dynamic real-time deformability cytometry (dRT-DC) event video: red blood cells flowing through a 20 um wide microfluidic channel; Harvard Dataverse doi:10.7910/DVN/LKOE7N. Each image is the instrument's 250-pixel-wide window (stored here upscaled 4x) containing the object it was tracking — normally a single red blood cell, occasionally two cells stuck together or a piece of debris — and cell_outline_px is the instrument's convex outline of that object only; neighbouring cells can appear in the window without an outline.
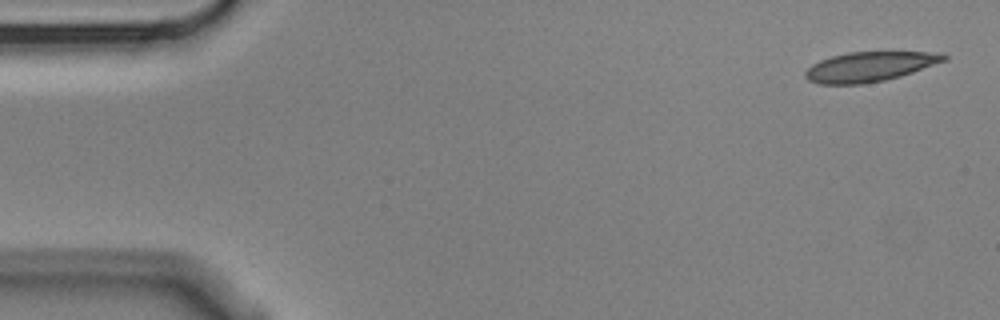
{"species": "Egyptian fruit bat (a non-hibernating species)", "species_latin": "Rousettus aegyptiacus", "temperature_condition": "cold", "stored_images_in_passage": 5, "camera_frame_rate_fps": 3000, "um_per_image_px": 0.085, "animal": {"sex": "male"}, "frame": {"image": 1, "passage_image": 1, "time_ms": 0.0, "image_size_px": [1000, 320], "cell_outline_px": [[948, 60], [900, 76], [884, 80], [864, 84], [820, 84], [808, 80], [804, 76], [804, 72], [812, 64], [820, 60], [832, 56], [848, 52], [928, 52], [948, 56]], "centroid_in_image_um": [73.88, 5.67], "position_along_channel_um": 11.1, "area_um2": 23.87}}
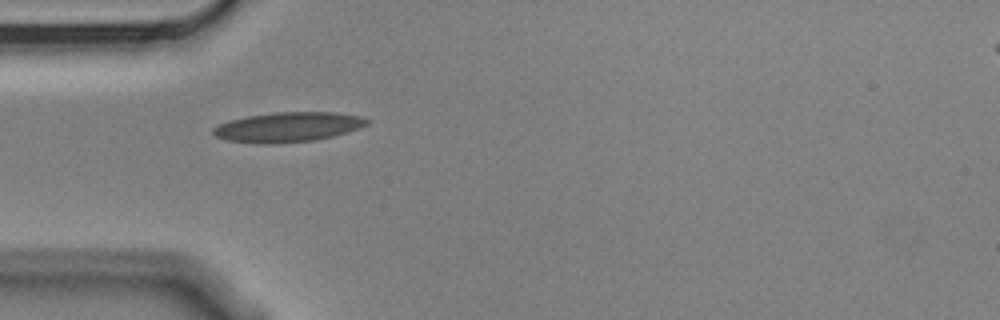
{"frame": {"image": 2, "passage_image": 5, "time_ms": 1.333, "image_size_px": [1000, 320], "cell_outline_px": [[368, 124], [360, 128], [348, 132], [316, 140], [272, 144], [256, 144], [228, 140], [216, 136], [212, 132], [212, 128], [220, 124], [232, 120], [248, 116], [276, 112], [336, 112], [360, 116], [368, 120]], "centroid_in_image_um": [24.49, 10.8], "position_along_channel_um": 60.5, "area_um2": 26.65}}